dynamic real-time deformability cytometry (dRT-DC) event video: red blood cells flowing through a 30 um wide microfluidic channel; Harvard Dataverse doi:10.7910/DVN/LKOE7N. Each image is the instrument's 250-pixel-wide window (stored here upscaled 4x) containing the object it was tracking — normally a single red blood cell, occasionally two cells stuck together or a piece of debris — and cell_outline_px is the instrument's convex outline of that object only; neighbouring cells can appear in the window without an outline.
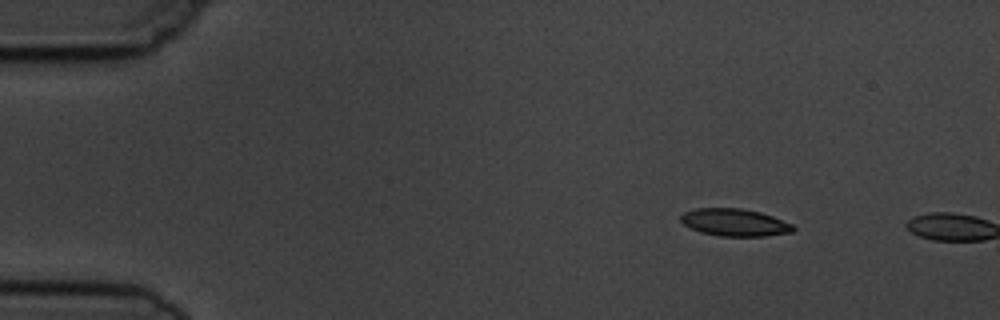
{"species": "common noctule bat (a hibernating species)", "species_latin": "Nyctalus noctula", "temperature_condition": "cold", "stored_images_in_passage": 2, "camera_frame_rate_fps": 3000, "um_per_image_px": 0.085, "animal": {"sex": "male", "body_mass_g": 19.5, "forearm_length_mm": 54.6}, "frame": {"image": 1, "passage_image": 1, "time_ms": 0.0, "image_size_px": [1000, 320], "cell_outline_px": [[796, 228], [792, 232], [764, 236], [720, 236], [700, 232], [684, 224], [680, 220], [680, 216], [684, 212], [696, 208], [740, 208], [760, 212], [772, 216], [792, 224]], "centroid_in_image_um": [62.44, 18.9], "position_along_channel_um": 22.6, "area_um2": 17.86}}